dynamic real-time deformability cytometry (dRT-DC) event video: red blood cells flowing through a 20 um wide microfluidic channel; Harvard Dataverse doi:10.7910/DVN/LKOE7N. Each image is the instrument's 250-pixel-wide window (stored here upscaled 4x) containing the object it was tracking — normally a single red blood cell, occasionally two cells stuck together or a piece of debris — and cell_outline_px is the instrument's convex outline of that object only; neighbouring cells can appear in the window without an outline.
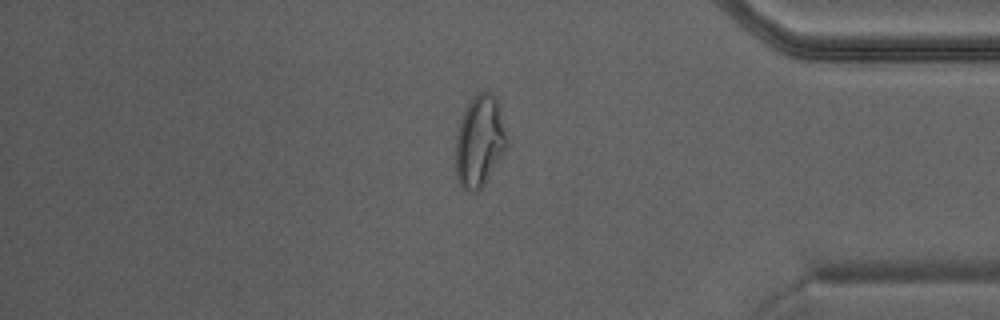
{"species": "Egyptian fruit bat (a non-hibernating species)", "species_latin": "Rousettus aegyptiacus", "temperature_condition": "warm", "stored_images_in_passage": 42, "camera_frame_rate_fps": 3000, "um_per_image_px": 0.085, "animal": {"sex": "male"}, "frame": {"image": 1, "passage_image": 36, "time_ms": 11.667, "image_size_px": [1000, 320], "cell_outline_px": [[508, 144], [504, 152], [484, 184], [476, 192], [472, 192], [464, 188], [460, 184], [456, 176], [456, 136], [460, 120], [472, 96], [476, 92], [488, 92], [496, 96], [500, 104], [508, 140]], "centroid_in_image_um": [40.78, 11.96], "position_along_channel_um": 394.4, "area_um2": 27.4}}